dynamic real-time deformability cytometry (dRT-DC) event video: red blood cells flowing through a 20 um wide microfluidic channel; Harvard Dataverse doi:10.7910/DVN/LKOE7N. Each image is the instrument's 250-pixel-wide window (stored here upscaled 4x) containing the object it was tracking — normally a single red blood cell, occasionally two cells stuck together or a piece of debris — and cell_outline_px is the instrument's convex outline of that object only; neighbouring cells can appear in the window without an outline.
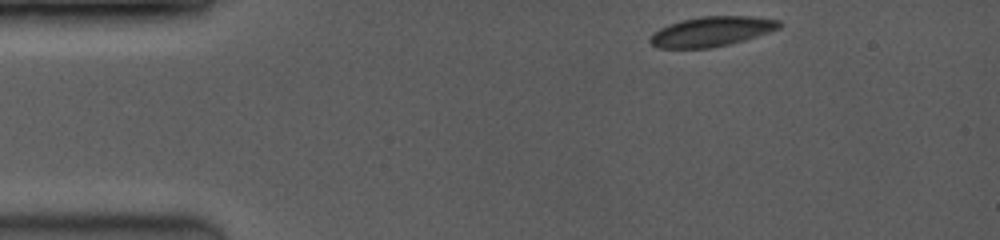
{"species": "common noctule bat (a hibernating species)", "species_latin": "Nyctalus noctula", "temperature_condition": "room temperature", "stored_images_in_passage": 25, "camera_frame_rate_fps": 3500, "um_per_image_px": 0.085, "animal": {"sex": "female", "body_mass_g": 19.0, "forearm_length_mm": 53.3}, "frame": {"image": 1, "passage_image": 1, "time_ms": 0.0, "image_size_px": [1000, 240], "cell_outline_px": [[784, 24], [780, 28], [744, 40], [712, 48], [656, 48], [648, 40], [660, 28], [668, 24], [680, 20], [700, 16], [752, 16], [780, 20]], "centroid_in_image_um": [60.5, 2.67], "position_along_channel_um": 24.5, "area_um2": 22.48}}
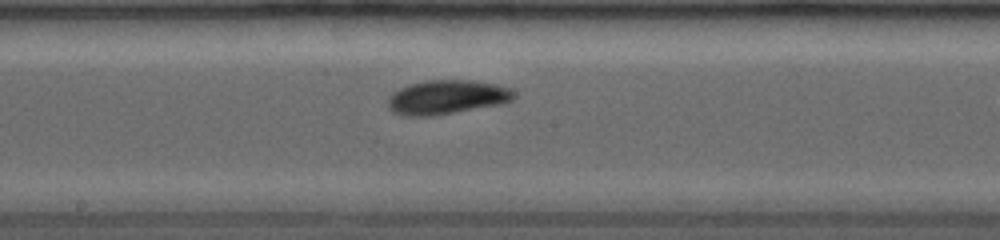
{"frame": {"image": 2, "passage_image": 17, "time_ms": 6.286, "image_size_px": [1000, 240], "cell_outline_px": [[516, 96], [512, 100], [504, 104], [432, 116], [404, 116], [392, 112], [388, 108], [388, 96], [392, 92], [408, 84], [424, 80], [472, 80], [496, 84], [508, 88]], "centroid_in_image_um": [37.94, 8.26], "position_along_channel_um": 210.3, "area_um2": 25.37}}
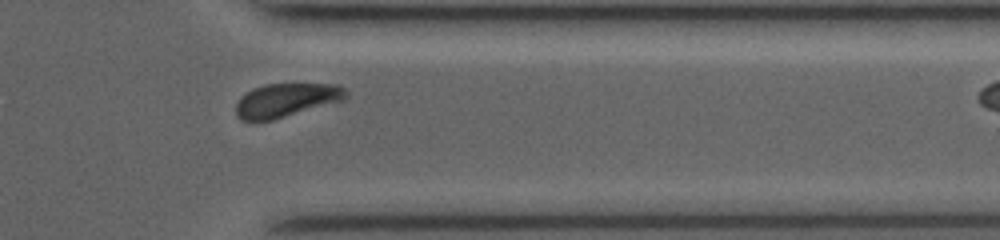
{"frame": {"image": 3, "passage_image": 24, "time_ms": 10.571, "image_size_px": [1000, 240], "cell_outline_px": [[348, 96], [344, 100], [272, 120], [240, 120], [236, 116], [236, 104], [240, 96], [252, 88], [264, 84], [336, 84], [344, 88], [348, 92]], "centroid_in_image_um": [24.32, 8.5], "position_along_channel_um": 387.1, "area_um2": 21.62}}